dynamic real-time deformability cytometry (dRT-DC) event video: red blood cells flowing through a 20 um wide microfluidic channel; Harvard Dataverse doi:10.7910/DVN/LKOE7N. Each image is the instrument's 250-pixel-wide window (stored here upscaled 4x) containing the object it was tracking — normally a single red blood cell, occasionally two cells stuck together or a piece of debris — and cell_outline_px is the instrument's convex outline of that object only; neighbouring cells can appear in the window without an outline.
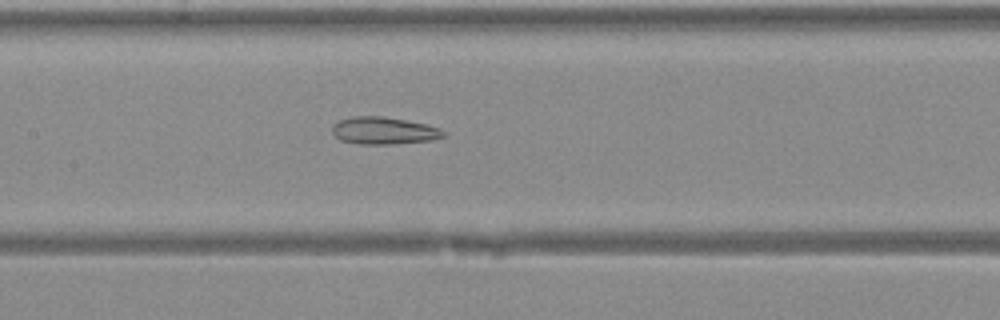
{"species": "Egyptian fruit bat (a non-hibernating species)", "species_latin": "Rousettus aegyptiacus", "temperature_condition": "warm", "stored_images_in_passage": 30, "camera_frame_rate_fps": 3000, "um_per_image_px": 0.085, "animal": {"sex": "female"}, "frame": {"image": 1, "passage_image": 9, "time_ms": 2.667, "image_size_px": [1000, 320], "cell_outline_px": [[444, 136], [432, 140], [392, 144], [360, 144], [340, 140], [332, 132], [332, 124], [340, 120], [356, 116], [384, 116], [428, 124], [440, 128], [444, 132]], "centroid_in_image_um": [32.62, 11.1], "position_along_channel_um": 174.8, "area_um2": 17.69}}
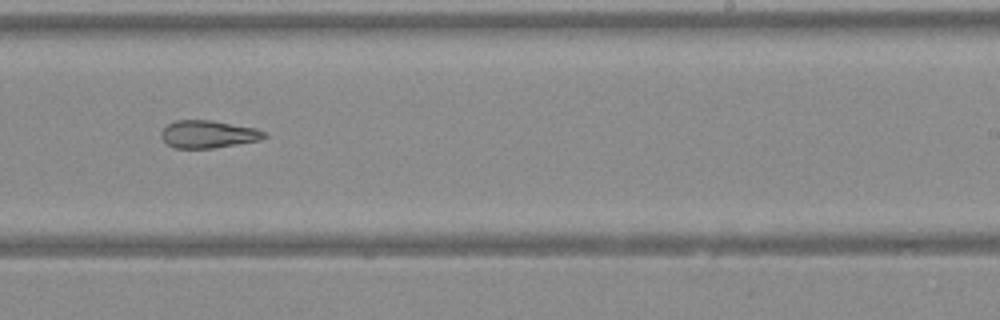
{"frame": {"image": 2, "passage_image": 15, "time_ms": 4.667, "image_size_px": [1000, 320], "cell_outline_px": [[268, 136], [260, 140], [212, 148], [172, 148], [160, 136], [160, 132], [168, 124], [176, 120], [212, 120], [256, 128], [264, 132]], "centroid_in_image_um": [17.68, 11.4], "position_along_channel_um": 271.3, "area_um2": 16.53}}
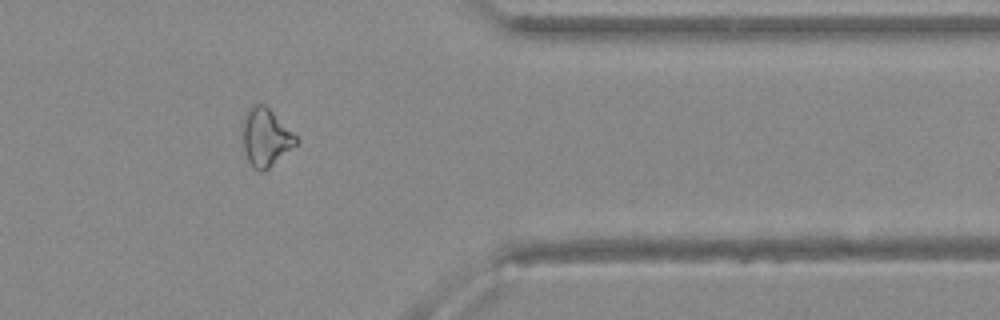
{"frame": {"image": 3, "passage_image": 23, "time_ms": 7.333, "image_size_px": [1000, 320], "cell_outline_px": [[300, 140], [296, 144], [264, 172], [260, 172], [252, 168], [248, 160], [244, 148], [244, 112], [256, 104], [264, 104]], "centroid_in_image_um": [22.58, 11.7], "position_along_channel_um": 388.8, "area_um2": 17.51}}